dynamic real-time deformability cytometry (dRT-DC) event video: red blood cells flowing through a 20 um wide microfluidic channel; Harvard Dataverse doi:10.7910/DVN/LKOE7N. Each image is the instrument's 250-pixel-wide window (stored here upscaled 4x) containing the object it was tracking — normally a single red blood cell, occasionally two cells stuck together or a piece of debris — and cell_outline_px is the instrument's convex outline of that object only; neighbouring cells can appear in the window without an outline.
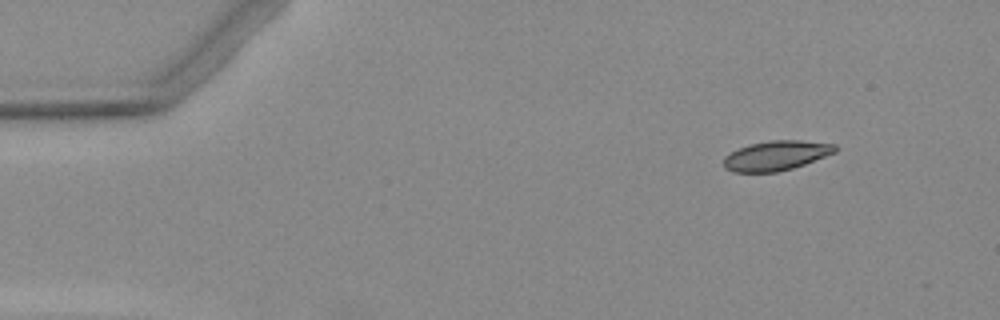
{"species": "Egyptian fruit bat (a non-hibernating species)", "species_latin": "Rousettus aegyptiacus", "temperature_condition": "warm", "stored_images_in_passage": 6, "camera_frame_rate_fps": 3000, "um_per_image_px": 0.085, "animal": {"sex": "female"}, "frame": {"image": 1, "passage_image": 1, "time_ms": 0.0, "image_size_px": [1000, 320], "cell_outline_px": [[840, 148], [836, 152], [804, 164], [792, 168], [776, 172], [732, 172], [724, 168], [724, 156], [748, 144], [768, 140], [800, 140], [836, 144]], "centroid_in_image_um": [65.99, 13.21], "position_along_channel_um": 19.0, "area_um2": 19.36}}
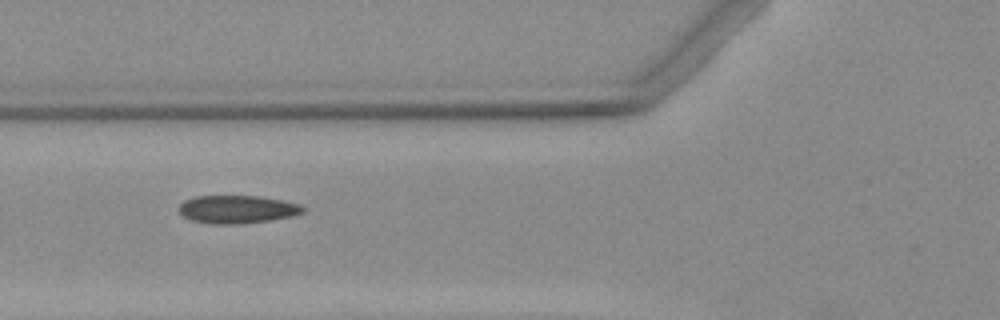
{"frame": {"image": 2, "passage_image": 5, "time_ms": 4.667, "image_size_px": [1000, 320], "cell_outline_px": [[304, 212], [292, 216], [272, 220], [236, 224], [212, 224], [192, 220], [184, 216], [176, 208], [184, 200], [196, 196], [260, 196], [284, 200], [300, 204], [304, 208]], "centroid_in_image_um": [20.16, 17.79], "position_along_channel_um": 105.6, "area_um2": 20.35}}
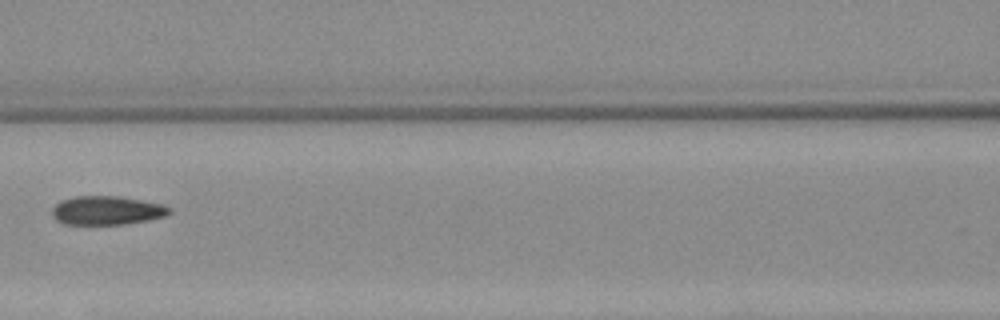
{"frame": {"image": 3, "passage_image": 6, "time_ms": 6.0, "image_size_px": [1000, 320], "cell_outline_px": [[172, 212], [164, 216], [148, 220], [124, 224], [64, 224], [56, 220], [52, 216], [52, 208], [60, 200], [76, 196], [116, 196], [164, 204], [172, 208]], "centroid_in_image_um": [9.08, 17.88], "position_along_channel_um": 157.5, "area_um2": 19.71}}